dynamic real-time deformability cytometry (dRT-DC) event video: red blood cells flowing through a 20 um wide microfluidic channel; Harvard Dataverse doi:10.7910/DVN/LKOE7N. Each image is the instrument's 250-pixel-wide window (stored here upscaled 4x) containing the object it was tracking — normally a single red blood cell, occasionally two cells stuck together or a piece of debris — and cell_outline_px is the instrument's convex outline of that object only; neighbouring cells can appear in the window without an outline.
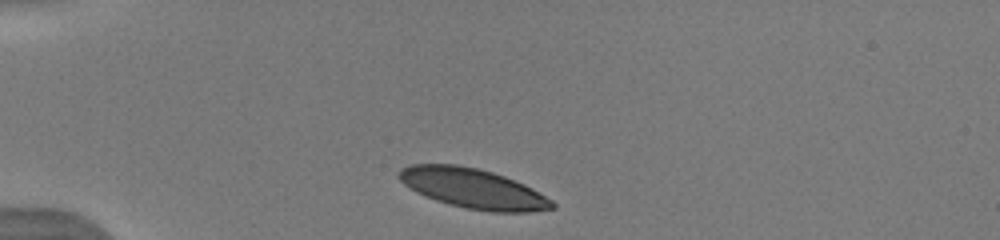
{"species": "human", "species_latin": "Homo sapiens", "temperature_condition": "warm", "stored_images_in_passage": 37, "camera_frame_rate_fps": 3000, "um_per_image_px": 0.085, "donor": {"sex": "male"}, "frame": {"image": 1, "passage_image": 1, "time_ms": 0.0, "image_size_px": [1000, 240], "cell_outline_px": [[556, 208], [528, 212], [492, 212], [464, 208], [448, 204], [436, 200], [416, 192], [404, 184], [400, 180], [400, 168], [408, 164], [456, 164], [476, 168], [492, 172], [504, 176], [524, 184], [532, 188], [552, 200], [556, 204]], "centroid_in_image_um": [40.22, 16.02], "position_along_channel_um": 44.8, "area_um2": 35.49}, "authors_computed_cell_mechanics": {"area_um2": 36.9342, "velocity_mm_per_s": 3.902, "shape_relaxation_time_tau1_ms": 3.6922, "shape_relaxation_time_tau2_ms": 4.762, "deformation_change_tau1": 0.1622, "deformation_change_tau2": 0.1195}}